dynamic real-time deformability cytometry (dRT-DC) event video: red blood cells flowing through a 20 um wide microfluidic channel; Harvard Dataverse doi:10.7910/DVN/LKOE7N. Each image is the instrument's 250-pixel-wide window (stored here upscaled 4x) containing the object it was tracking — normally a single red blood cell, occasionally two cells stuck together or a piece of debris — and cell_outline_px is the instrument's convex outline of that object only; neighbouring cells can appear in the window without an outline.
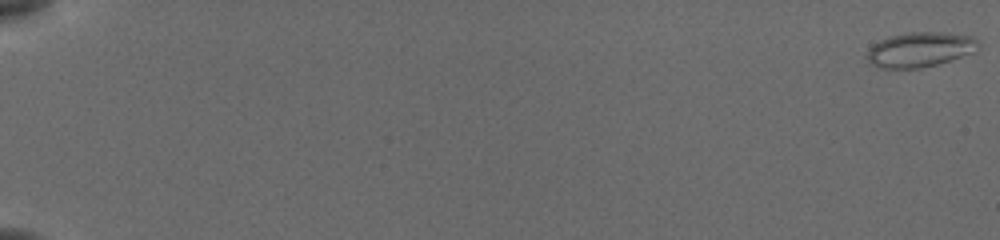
{"species": "common noctule bat (a hibernating species)", "species_latin": "Nyctalus noctula", "temperature_condition": "cold", "stored_images_in_passage": 56, "camera_frame_rate_fps": 3000, "um_per_image_px": 0.085, "animal": {"sex": "female", "body_mass_g": 19.5, "forearm_length_mm": 54.1}, "frame": {"image": 1, "passage_image": 1, "time_ms": 0.0, "image_size_px": [1000, 240], "cell_outline_px": [[976, 52], [936, 64], [916, 68], [884, 68], [872, 64], [868, 60], [868, 52], [876, 44], [884, 40], [896, 36], [912, 32], [928, 32], [968, 36], [972, 40]], "centroid_in_image_um": [78.17, 4.24], "position_along_channel_um": 6.8, "area_um2": 21.15}}
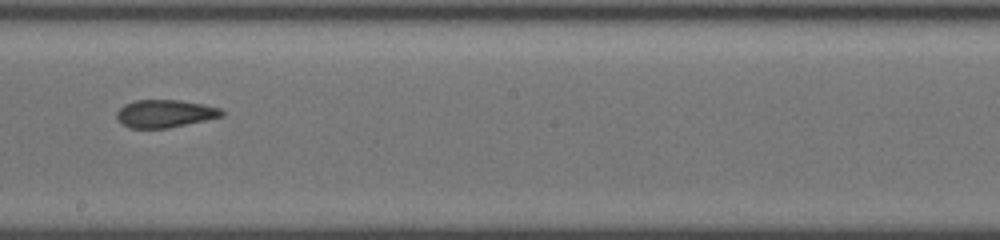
{"frame": {"image": 2, "passage_image": 35, "time_ms": 11.333, "image_size_px": [1000, 240], "cell_outline_px": [[224, 116], [168, 128], [128, 128], [120, 124], [116, 120], [116, 112], [124, 104], [136, 100], [180, 100], [204, 104], [220, 108], [224, 112]], "centroid_in_image_um": [13.98, 9.66], "position_along_channel_um": 234.2, "area_um2": 17.17}}
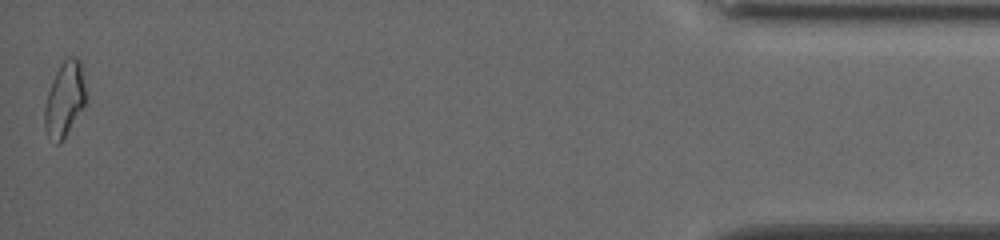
{"frame": {"image": 3, "passage_image": 56, "time_ms": 18.333, "image_size_px": [1000, 240], "cell_outline_px": [[84, 104], [60, 144], [56, 144], [48, 136], [44, 128], [44, 108], [48, 92], [52, 80], [60, 64], [68, 56], [76, 56], [80, 60], [84, 88]], "centroid_in_image_um": [5.44, 8.43], "position_along_channel_um": 429.8, "area_um2": 17.51}, "authors_computed_cell_mechanics": {"area_um2": 17.8024, "velocity_mm_per_s": 3.8789, "shape_relaxation_time_tau1_ms": null, "shape_relaxation_time_tau2_ms": 2.612, "deformation_change_tau1": null, "deformation_change_tau2": 0.0756}}